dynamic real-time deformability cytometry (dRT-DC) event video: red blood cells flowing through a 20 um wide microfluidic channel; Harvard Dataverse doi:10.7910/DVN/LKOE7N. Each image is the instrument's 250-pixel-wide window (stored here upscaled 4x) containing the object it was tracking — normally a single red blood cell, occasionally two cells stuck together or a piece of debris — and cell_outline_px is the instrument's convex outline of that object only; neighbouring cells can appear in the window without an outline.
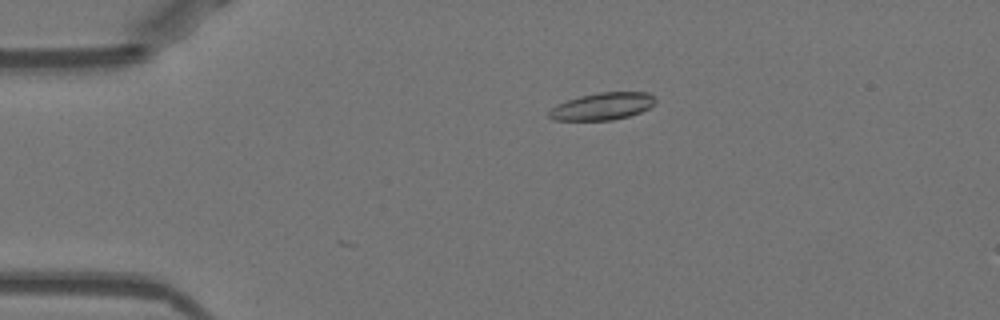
{"species": "Egyptian fruit bat (a non-hibernating species)", "species_latin": "Rousettus aegyptiacus", "temperature_condition": "warm", "stored_images_in_passage": 12, "camera_frame_rate_fps": 3000, "um_per_image_px": 0.085, "animal": {"sex": "female"}, "frame": {"image": 1, "passage_image": 12, "time_ms": 3.667, "image_size_px": [1000, 320], "cell_outline_px": [[656, 100], [648, 108], [640, 112], [628, 116], [612, 120], [552, 120], [548, 116], [548, 112], [552, 108], [568, 100], [580, 96], [600, 92], [648, 92]], "centroid_in_image_um": [51.19, 9.04], "position_along_channel_um": 33.8, "area_um2": 16.59}}